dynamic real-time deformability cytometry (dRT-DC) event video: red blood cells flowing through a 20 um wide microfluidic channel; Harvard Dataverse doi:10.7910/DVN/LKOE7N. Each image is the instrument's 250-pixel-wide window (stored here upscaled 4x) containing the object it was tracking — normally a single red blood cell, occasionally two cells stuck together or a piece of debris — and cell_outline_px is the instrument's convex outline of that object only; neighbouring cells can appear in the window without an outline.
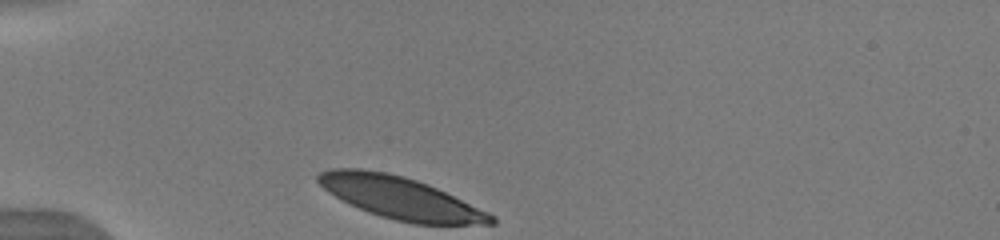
{"species": "human", "species_latin": "Homo sapiens", "temperature_condition": "warm", "stored_images_in_passage": 31, "camera_frame_rate_fps": 3000, "um_per_image_px": 0.085, "donor": {"sex": "male"}, "frame": {"image": 1, "passage_image": 1, "time_ms": 0.0, "image_size_px": [1000, 240], "cell_outline_px": [[496, 224], [412, 224], [380, 216], [368, 212], [328, 192], [316, 180], [316, 176], [320, 172], [332, 168], [360, 168], [388, 172], [404, 176], [428, 184], [488, 212], [496, 220]], "centroid_in_image_um": [34.02, 16.81], "position_along_channel_um": 51.0, "area_um2": 42.08}}
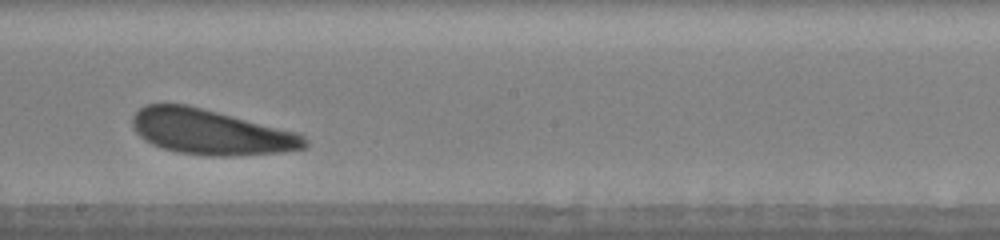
{"frame": {"image": 2, "passage_image": 17, "time_ms": 5.333, "image_size_px": [1000, 240], "cell_outline_px": [[308, 148], [284, 152], [232, 156], [208, 156], [176, 152], [160, 148], [144, 140], [132, 128], [132, 116], [140, 108], [148, 104], [188, 104], [300, 132], [308, 140]], "centroid_in_image_um": [17.96, 11.22], "position_along_channel_um": 230.2, "area_um2": 46.12}}
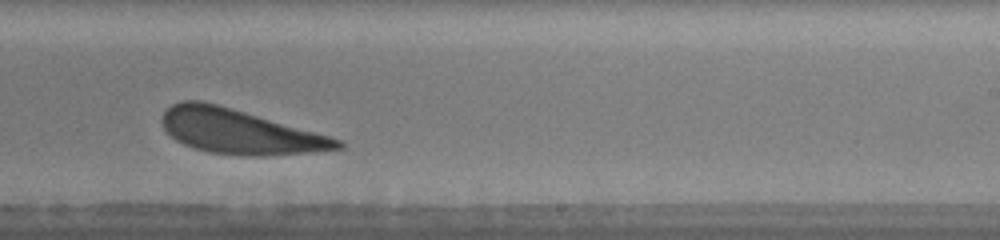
{"frame": {"image": 3, "passage_image": 20, "time_ms": 6.333, "image_size_px": [1000, 240], "cell_outline_px": [[344, 148], [316, 152], [264, 156], [240, 156], [208, 152], [184, 144], [176, 140], [164, 128], [164, 112], [172, 104], [180, 100], [200, 100], [232, 108], [344, 140]], "centroid_in_image_um": [20.41, 11.2], "position_along_channel_um": 268.6, "area_um2": 45.37}, "authors_computed_cell_mechanics": {"area_um2": 45.3152, "velocity_mm_per_s": 3.8549, "shape_relaxation_time_tau1_ms": 1.4388, "shape_relaxation_time_tau2_ms": 6.2586, "deformation_change_tau1": 0.0874, "deformation_change_tau2": 0.1817}}